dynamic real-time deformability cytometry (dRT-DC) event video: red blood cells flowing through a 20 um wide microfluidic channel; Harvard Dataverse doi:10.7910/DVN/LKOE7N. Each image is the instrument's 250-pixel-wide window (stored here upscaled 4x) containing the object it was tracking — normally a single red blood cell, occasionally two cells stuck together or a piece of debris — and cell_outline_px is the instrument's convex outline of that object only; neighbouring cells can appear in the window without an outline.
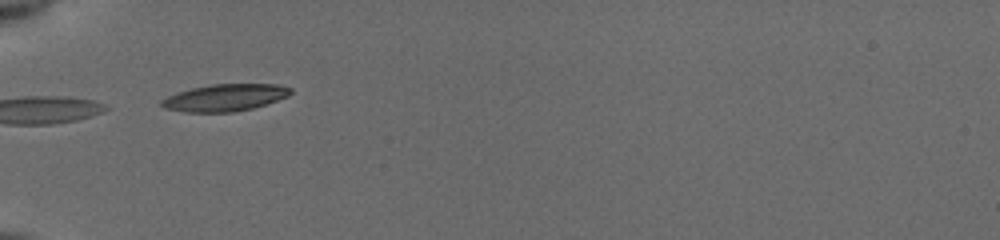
{"species": "common noctule bat (a hibernating species)", "species_latin": "Nyctalus noctula", "temperature_condition": "cold", "stored_images_in_passage": 4, "camera_frame_rate_fps": 3000, "um_per_image_px": 0.085, "animal": {"sex": "female", "body_mass_g": 19.5, "forearm_length_mm": 54.1}, "frame": {"image": 1, "passage_image": 1, "time_ms": 0.0, "image_size_px": [1000, 240], "cell_outline_px": [[292, 92], [288, 96], [252, 108], [232, 112], [184, 112], [164, 108], [160, 104], [160, 100], [176, 92], [192, 88], [212, 84], [280, 84], [292, 88]], "centroid_in_image_um": [19.1, 8.29], "position_along_channel_um": 65.9, "area_um2": 20.29}}